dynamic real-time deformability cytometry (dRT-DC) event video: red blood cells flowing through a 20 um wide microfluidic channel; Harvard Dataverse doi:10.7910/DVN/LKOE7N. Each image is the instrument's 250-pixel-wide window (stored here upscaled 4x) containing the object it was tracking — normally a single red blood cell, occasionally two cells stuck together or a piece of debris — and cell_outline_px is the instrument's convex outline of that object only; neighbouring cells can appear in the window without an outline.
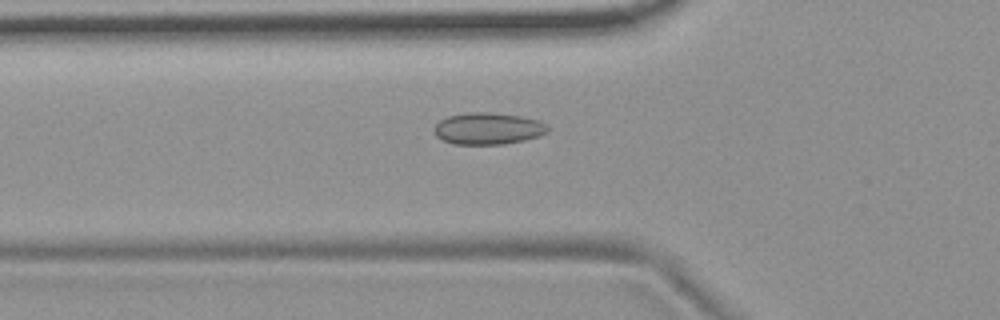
{"species": "common noctule bat (a hibernating species)", "species_latin": "Nyctalus noctula", "temperature_condition": "room temperature", "stored_images_in_passage": 38, "camera_frame_rate_fps": 3000, "um_per_image_px": 0.085, "animal": {"sex": "female", "body_mass_g": 19.9}, "frame": {"image": 1, "passage_image": 3, "time_ms": 0.667, "image_size_px": [1000, 320], "cell_outline_px": [[548, 132], [524, 140], [504, 144], [452, 144], [436, 136], [436, 124], [440, 120], [448, 116], [468, 112], [488, 112], [520, 116], [540, 120], [548, 124]], "centroid_in_image_um": [41.51, 10.92], "position_along_channel_um": 84.3, "area_um2": 20.92}}
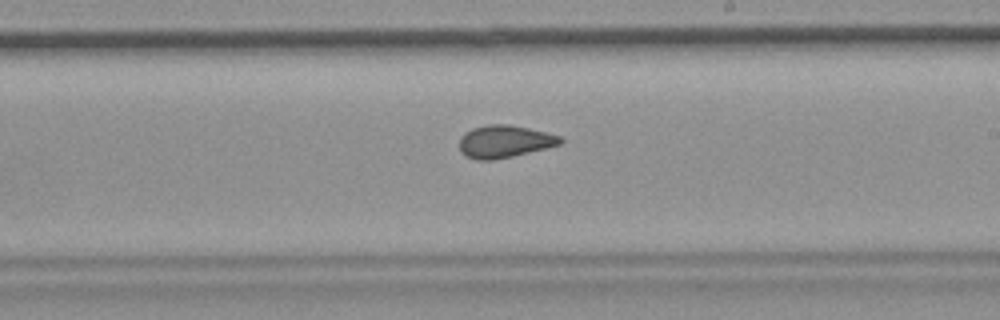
{"frame": {"image": 2, "passage_image": 16, "time_ms": 5.0, "image_size_px": [1000, 320], "cell_outline_px": [[564, 140], [560, 144], [512, 156], [492, 160], [476, 160], [460, 152], [460, 136], [464, 132], [472, 128], [488, 124], [508, 124], [528, 128], [560, 136]], "centroid_in_image_um": [42.84, 12.01], "position_along_channel_um": 246.2, "area_um2": 18.9}}
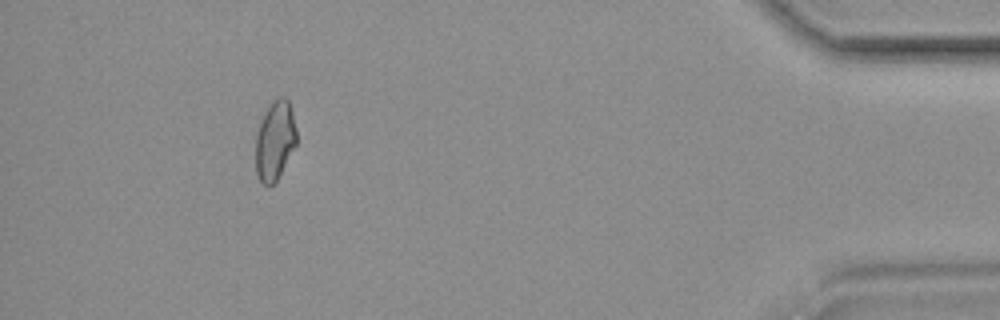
{"frame": {"image": 3, "passage_image": 34, "time_ms": 11.0, "image_size_px": [1000, 320], "cell_outline_px": [[296, 144], [276, 180], [268, 188], [260, 180], [256, 172], [256, 132], [260, 120], [268, 104], [272, 100], [280, 96], [284, 96], [288, 100], [292, 112], [296, 128]], "centroid_in_image_um": [23.35, 11.9], "position_along_channel_um": 411.9, "area_um2": 18.9}, "authors_computed_cell_mechanics": {"area_um2": 19.074, "velocity_mm_per_s": 3.731, "shape_relaxation_time_tau1_ms": null, "shape_relaxation_time_tau2_ms": 1.3659, "deformation_change_tau1": null, "deformation_change_tau2": 0.0738}}